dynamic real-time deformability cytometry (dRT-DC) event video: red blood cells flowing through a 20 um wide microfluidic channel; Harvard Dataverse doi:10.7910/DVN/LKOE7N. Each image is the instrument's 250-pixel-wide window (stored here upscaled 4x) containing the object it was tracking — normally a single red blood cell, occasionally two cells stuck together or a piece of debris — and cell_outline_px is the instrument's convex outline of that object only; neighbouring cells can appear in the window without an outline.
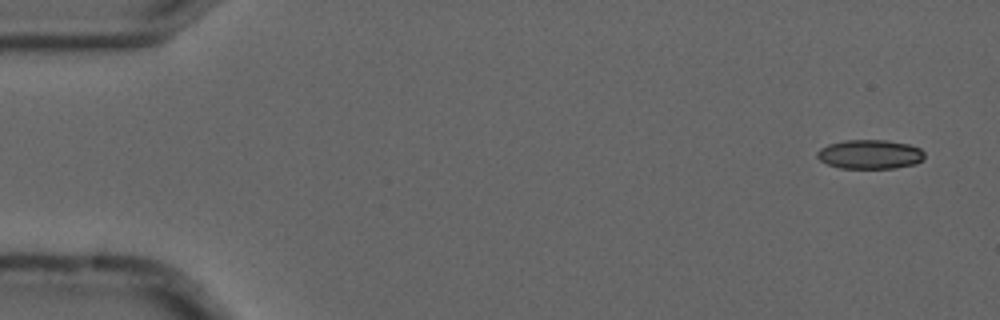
{"species": "common noctule bat (a hibernating species)", "species_latin": "Nyctalus noctula", "temperature_condition": "cold", "stored_images_in_passage": 5, "camera_frame_rate_fps": 3000, "um_per_image_px": 0.085, "animal": {"sex": "male", "forearm_length_mm": 52.5}, "frame": {"image": 1, "passage_image": 1, "time_ms": 0.0, "image_size_px": [1000, 320], "cell_outline_px": [[924, 160], [916, 164], [896, 168], [840, 168], [828, 164], [820, 160], [816, 156], [816, 152], [820, 148], [828, 144], [844, 140], [884, 140], [908, 144], [920, 148], [924, 152]], "centroid_in_image_um": [73.95, 13.12], "position_along_channel_um": 11.1, "area_um2": 18.38}}